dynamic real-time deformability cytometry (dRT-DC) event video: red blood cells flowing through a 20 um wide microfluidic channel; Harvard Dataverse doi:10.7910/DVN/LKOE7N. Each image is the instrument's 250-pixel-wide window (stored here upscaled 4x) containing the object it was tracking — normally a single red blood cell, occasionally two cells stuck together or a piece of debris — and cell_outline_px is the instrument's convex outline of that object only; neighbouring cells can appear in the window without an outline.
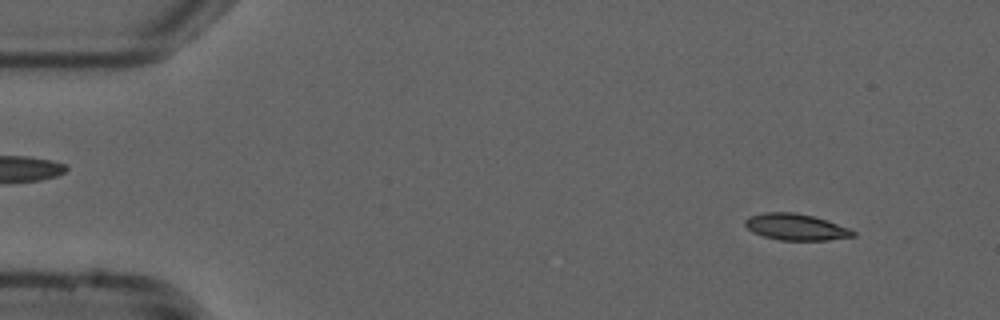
{"species": "common noctule bat (a hibernating species)", "species_latin": "Nyctalus noctula", "temperature_condition": "cold", "stored_images_in_passage": 53, "camera_frame_rate_fps": 3000, "um_per_image_px": 0.085, "animal": {"sex": "male", "forearm_length_mm": 52.5}, "frame": {"image": 1, "passage_image": 5, "time_ms": 1.333, "image_size_px": [1000, 320], "cell_outline_px": [[856, 236], [828, 240], [780, 240], [764, 236], [752, 232], [744, 224], [744, 220], [748, 216], [764, 212], [796, 212], [828, 220], [848, 228], [856, 232]], "centroid_in_image_um": [67.64, 19.29], "position_along_channel_um": 17.4, "area_um2": 16.7}}
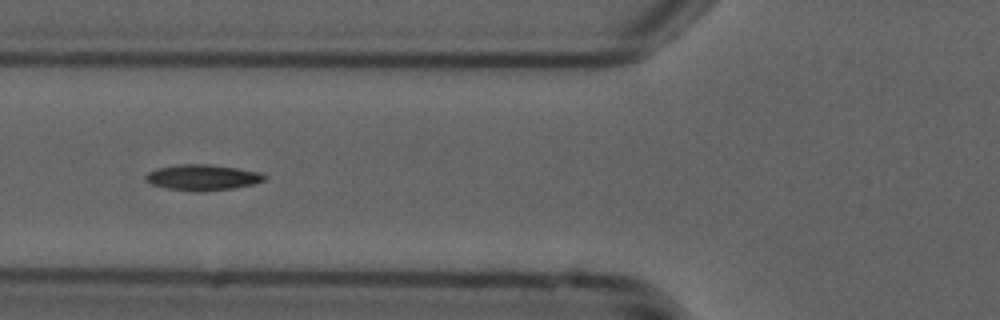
{"frame": {"image": 2, "passage_image": 20, "time_ms": 6.333, "image_size_px": [1000, 320], "cell_outline_px": [[268, 176], [264, 180], [252, 184], [236, 188], [200, 192], [164, 188], [152, 184], [144, 176], [148, 172], [156, 168], [176, 164], [208, 164], [236, 168], [260, 172]], "centroid_in_image_um": [17.21, 15.08], "position_along_channel_um": 108.6, "area_um2": 17.92}}
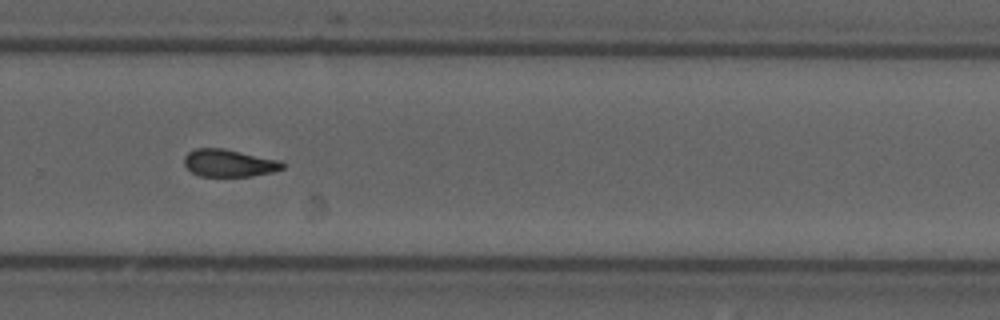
{"frame": {"image": 3, "passage_image": 36, "time_ms": 11.667, "image_size_px": [1000, 320], "cell_outline_px": [[288, 164], [284, 168], [272, 172], [252, 176], [200, 176], [192, 172], [184, 164], [184, 156], [188, 152], [196, 148], [224, 148], [280, 160]], "centroid_in_image_um": [19.5, 13.85], "position_along_channel_um": 310.3, "area_um2": 15.84}, "authors_computed_cell_mechanics": {"area_um2": 16.4152, "velocity_mm_per_s": 3.7854, "shape_relaxation_time_tau1_ms": null, "shape_relaxation_time_tau2_ms": 8.8847, "deformation_change_tau1": null, "deformation_change_tau2": 0.1625}}